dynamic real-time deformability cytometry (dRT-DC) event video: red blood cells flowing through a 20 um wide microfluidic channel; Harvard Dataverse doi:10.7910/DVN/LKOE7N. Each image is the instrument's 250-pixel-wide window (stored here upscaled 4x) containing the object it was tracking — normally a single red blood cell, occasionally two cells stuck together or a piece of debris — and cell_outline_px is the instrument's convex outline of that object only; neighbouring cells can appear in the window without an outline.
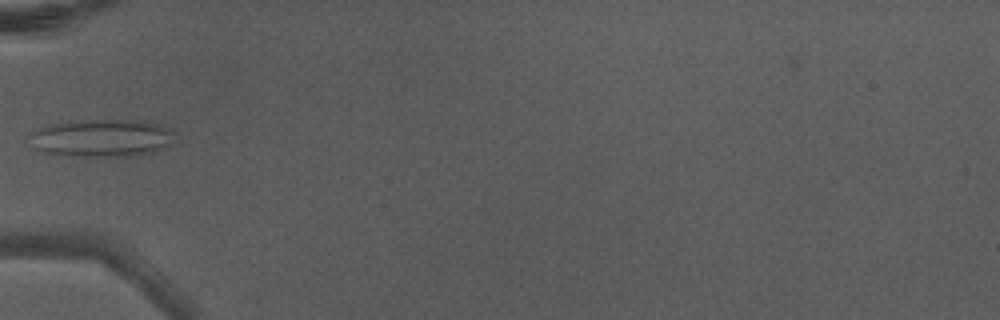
{"species": "Egyptian fruit bat (a non-hibernating species)", "species_latin": "Rousettus aegyptiacus", "temperature_condition": "warm", "stored_images_in_passage": 5, "camera_frame_rate_fps": 3000, "um_per_image_px": 0.085, "animal": {"sex": "male"}, "frame": {"image": 1, "passage_image": 5, "time_ms": 1.333, "image_size_px": [1000, 320], "cell_outline_px": [[176, 132], [172, 144], [168, 148], [152, 152], [132, 156], [84, 156], [40, 152], [36, 148], [36, 132], [40, 128], [52, 124], [92, 120], [128, 120], [156, 124], [172, 128]], "centroid_in_image_um": [8.84, 11.74], "position_along_channel_um": 76.2, "area_um2": 31.04}}